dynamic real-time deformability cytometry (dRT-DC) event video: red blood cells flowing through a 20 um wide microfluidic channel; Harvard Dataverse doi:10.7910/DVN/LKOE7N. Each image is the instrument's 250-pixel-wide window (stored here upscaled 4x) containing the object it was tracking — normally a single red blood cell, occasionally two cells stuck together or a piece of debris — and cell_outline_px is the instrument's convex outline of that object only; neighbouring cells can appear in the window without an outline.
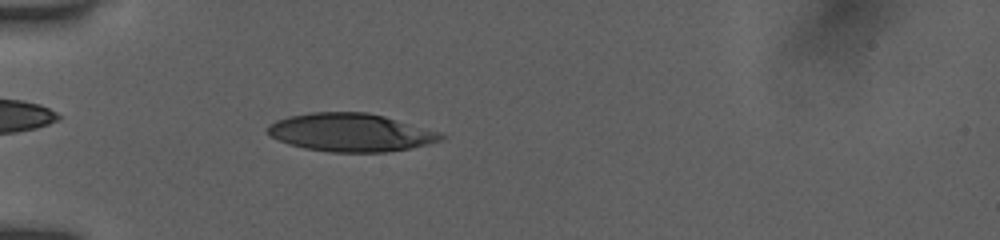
{"species": "human", "species_latin": "Homo sapiens", "temperature_condition": "room temperature", "stored_images_in_passage": 45, "camera_frame_rate_fps": 3000, "um_per_image_px": 0.085, "donor": {"sex": "female"}, "frame": {"image": 1, "passage_image": 14, "time_ms": 4.333, "image_size_px": [1000, 240], "cell_outline_px": [[444, 136], [440, 140], [428, 144], [408, 148], [384, 152], [332, 152], [304, 148], [288, 144], [268, 136], [268, 124], [276, 120], [288, 116], [312, 112], [368, 112], [384, 116], [440, 132]], "centroid_in_image_um": [29.75, 11.25], "position_along_channel_um": 55.2, "area_um2": 38.38}}
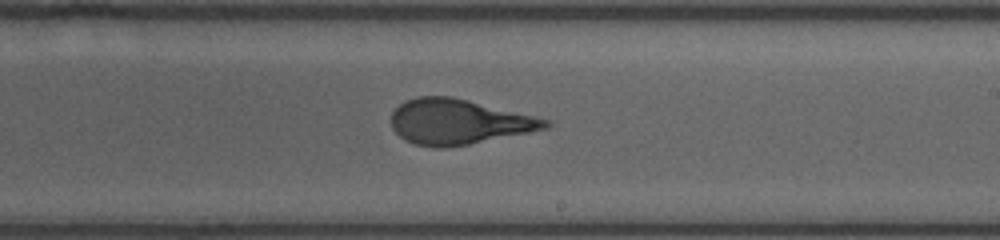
{"frame": {"image": 2, "passage_image": 27, "time_ms": 8.667, "image_size_px": [1000, 240], "cell_outline_px": [[552, 124], [548, 128], [468, 144], [440, 148], [412, 144], [404, 140], [392, 128], [392, 112], [400, 104], [416, 96], [448, 96], [536, 116], [552, 120]], "centroid_in_image_um": [38.97, 10.36], "position_along_channel_um": 250.0, "area_um2": 40.11}}
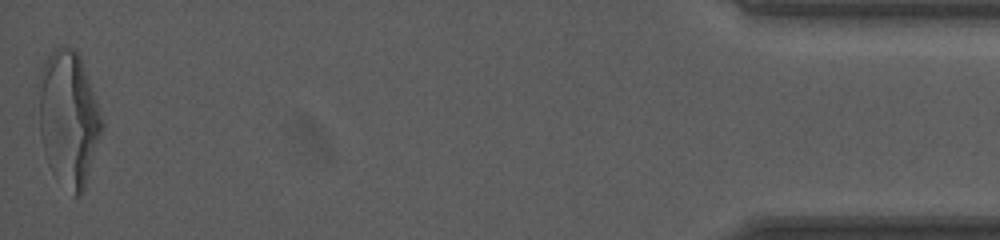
{"frame": {"image": 3, "passage_image": 45, "time_ms": 14.667, "image_size_px": [1000, 240], "cell_outline_px": [[104, 124], [84, 192], [76, 196], [72, 196], [44, 152], [40, 132], [40, 72], [48, 56], [56, 48], [72, 48], [80, 56]], "centroid_in_image_um": [5.86, 10.06], "position_along_channel_um": 429.3, "area_um2": 48.15}, "authors_computed_cell_mechanics": {"area_um2": 39.9398, "velocity_mm_per_s": 3.9781, "shape_relaxation_time_tau1_ms": 5.5716, "shape_relaxation_time_tau2_ms": 0.8127, "deformation_change_tau1": 0.2609, "deformation_change_tau2": 0.0949}}